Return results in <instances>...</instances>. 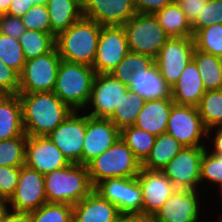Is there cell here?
Masks as SVG:
<instances>
[{
    "label": "cell",
    "instance_id": "obj_32",
    "mask_svg": "<svg viewBox=\"0 0 222 222\" xmlns=\"http://www.w3.org/2000/svg\"><path fill=\"white\" fill-rule=\"evenodd\" d=\"M197 109L207 129L222 126V90L206 91Z\"/></svg>",
    "mask_w": 222,
    "mask_h": 222
},
{
    "label": "cell",
    "instance_id": "obj_4",
    "mask_svg": "<svg viewBox=\"0 0 222 222\" xmlns=\"http://www.w3.org/2000/svg\"><path fill=\"white\" fill-rule=\"evenodd\" d=\"M95 70L85 64L62 60L53 92L72 110L83 111L89 102Z\"/></svg>",
    "mask_w": 222,
    "mask_h": 222
},
{
    "label": "cell",
    "instance_id": "obj_33",
    "mask_svg": "<svg viewBox=\"0 0 222 222\" xmlns=\"http://www.w3.org/2000/svg\"><path fill=\"white\" fill-rule=\"evenodd\" d=\"M153 64L154 59L151 56L129 51L110 74L123 84L129 86L134 73L148 69Z\"/></svg>",
    "mask_w": 222,
    "mask_h": 222
},
{
    "label": "cell",
    "instance_id": "obj_15",
    "mask_svg": "<svg viewBox=\"0 0 222 222\" xmlns=\"http://www.w3.org/2000/svg\"><path fill=\"white\" fill-rule=\"evenodd\" d=\"M120 137V130L109 118L86 115V133L82 149V164L87 165L111 147Z\"/></svg>",
    "mask_w": 222,
    "mask_h": 222
},
{
    "label": "cell",
    "instance_id": "obj_35",
    "mask_svg": "<svg viewBox=\"0 0 222 222\" xmlns=\"http://www.w3.org/2000/svg\"><path fill=\"white\" fill-rule=\"evenodd\" d=\"M122 215H143L142 189L137 177L123 178Z\"/></svg>",
    "mask_w": 222,
    "mask_h": 222
},
{
    "label": "cell",
    "instance_id": "obj_41",
    "mask_svg": "<svg viewBox=\"0 0 222 222\" xmlns=\"http://www.w3.org/2000/svg\"><path fill=\"white\" fill-rule=\"evenodd\" d=\"M222 24V0H207L200 15L191 24L193 35L200 29Z\"/></svg>",
    "mask_w": 222,
    "mask_h": 222
},
{
    "label": "cell",
    "instance_id": "obj_21",
    "mask_svg": "<svg viewBox=\"0 0 222 222\" xmlns=\"http://www.w3.org/2000/svg\"><path fill=\"white\" fill-rule=\"evenodd\" d=\"M205 92L199 69L191 59L171 87V98L175 104L197 107Z\"/></svg>",
    "mask_w": 222,
    "mask_h": 222
},
{
    "label": "cell",
    "instance_id": "obj_55",
    "mask_svg": "<svg viewBox=\"0 0 222 222\" xmlns=\"http://www.w3.org/2000/svg\"><path fill=\"white\" fill-rule=\"evenodd\" d=\"M219 190H220V194L222 196V186L219 188Z\"/></svg>",
    "mask_w": 222,
    "mask_h": 222
},
{
    "label": "cell",
    "instance_id": "obj_49",
    "mask_svg": "<svg viewBox=\"0 0 222 222\" xmlns=\"http://www.w3.org/2000/svg\"><path fill=\"white\" fill-rule=\"evenodd\" d=\"M214 128V129H213ZM208 129L207 131V138H209V134H211L212 130H215V137H213V150H210L209 153L217 154V155H222V126H217ZM212 151V152H211Z\"/></svg>",
    "mask_w": 222,
    "mask_h": 222
},
{
    "label": "cell",
    "instance_id": "obj_2",
    "mask_svg": "<svg viewBox=\"0 0 222 222\" xmlns=\"http://www.w3.org/2000/svg\"><path fill=\"white\" fill-rule=\"evenodd\" d=\"M102 25L86 17L76 21L55 37L61 60L89 65L95 60Z\"/></svg>",
    "mask_w": 222,
    "mask_h": 222
},
{
    "label": "cell",
    "instance_id": "obj_20",
    "mask_svg": "<svg viewBox=\"0 0 222 222\" xmlns=\"http://www.w3.org/2000/svg\"><path fill=\"white\" fill-rule=\"evenodd\" d=\"M121 216L118 208L95 190L73 205V222H117Z\"/></svg>",
    "mask_w": 222,
    "mask_h": 222
},
{
    "label": "cell",
    "instance_id": "obj_23",
    "mask_svg": "<svg viewBox=\"0 0 222 222\" xmlns=\"http://www.w3.org/2000/svg\"><path fill=\"white\" fill-rule=\"evenodd\" d=\"M21 135L26 134L19 95H0V140H8Z\"/></svg>",
    "mask_w": 222,
    "mask_h": 222
},
{
    "label": "cell",
    "instance_id": "obj_30",
    "mask_svg": "<svg viewBox=\"0 0 222 222\" xmlns=\"http://www.w3.org/2000/svg\"><path fill=\"white\" fill-rule=\"evenodd\" d=\"M121 139L132 150L135 158L142 163L149 155L156 136L138 127L130 126L120 131Z\"/></svg>",
    "mask_w": 222,
    "mask_h": 222
},
{
    "label": "cell",
    "instance_id": "obj_28",
    "mask_svg": "<svg viewBox=\"0 0 222 222\" xmlns=\"http://www.w3.org/2000/svg\"><path fill=\"white\" fill-rule=\"evenodd\" d=\"M192 59L199 69L205 90H222V57L195 48Z\"/></svg>",
    "mask_w": 222,
    "mask_h": 222
},
{
    "label": "cell",
    "instance_id": "obj_3",
    "mask_svg": "<svg viewBox=\"0 0 222 222\" xmlns=\"http://www.w3.org/2000/svg\"><path fill=\"white\" fill-rule=\"evenodd\" d=\"M47 203L74 205L88 196L94 187L87 165L72 164L44 175Z\"/></svg>",
    "mask_w": 222,
    "mask_h": 222
},
{
    "label": "cell",
    "instance_id": "obj_12",
    "mask_svg": "<svg viewBox=\"0 0 222 222\" xmlns=\"http://www.w3.org/2000/svg\"><path fill=\"white\" fill-rule=\"evenodd\" d=\"M73 110L54 131L47 136L72 164H82V149L86 133V115Z\"/></svg>",
    "mask_w": 222,
    "mask_h": 222
},
{
    "label": "cell",
    "instance_id": "obj_27",
    "mask_svg": "<svg viewBox=\"0 0 222 222\" xmlns=\"http://www.w3.org/2000/svg\"><path fill=\"white\" fill-rule=\"evenodd\" d=\"M154 15L170 38L193 37L191 24L178 3L172 1Z\"/></svg>",
    "mask_w": 222,
    "mask_h": 222
},
{
    "label": "cell",
    "instance_id": "obj_40",
    "mask_svg": "<svg viewBox=\"0 0 222 222\" xmlns=\"http://www.w3.org/2000/svg\"><path fill=\"white\" fill-rule=\"evenodd\" d=\"M21 19L26 30H36L51 34L49 12L45 3L34 4Z\"/></svg>",
    "mask_w": 222,
    "mask_h": 222
},
{
    "label": "cell",
    "instance_id": "obj_9",
    "mask_svg": "<svg viewBox=\"0 0 222 222\" xmlns=\"http://www.w3.org/2000/svg\"><path fill=\"white\" fill-rule=\"evenodd\" d=\"M207 131L197 107L178 104L172 106L166 133L182 145L185 147L206 146L203 145L201 138L207 137Z\"/></svg>",
    "mask_w": 222,
    "mask_h": 222
},
{
    "label": "cell",
    "instance_id": "obj_39",
    "mask_svg": "<svg viewBox=\"0 0 222 222\" xmlns=\"http://www.w3.org/2000/svg\"><path fill=\"white\" fill-rule=\"evenodd\" d=\"M207 180L212 185L222 186V155L209 154L206 148L201 159L200 182Z\"/></svg>",
    "mask_w": 222,
    "mask_h": 222
},
{
    "label": "cell",
    "instance_id": "obj_52",
    "mask_svg": "<svg viewBox=\"0 0 222 222\" xmlns=\"http://www.w3.org/2000/svg\"><path fill=\"white\" fill-rule=\"evenodd\" d=\"M8 205H10V200L0 196V222L10 212Z\"/></svg>",
    "mask_w": 222,
    "mask_h": 222
},
{
    "label": "cell",
    "instance_id": "obj_13",
    "mask_svg": "<svg viewBox=\"0 0 222 222\" xmlns=\"http://www.w3.org/2000/svg\"><path fill=\"white\" fill-rule=\"evenodd\" d=\"M9 200L13 211L26 213L47 203L44 175L26 165L21 166L18 185Z\"/></svg>",
    "mask_w": 222,
    "mask_h": 222
},
{
    "label": "cell",
    "instance_id": "obj_5",
    "mask_svg": "<svg viewBox=\"0 0 222 222\" xmlns=\"http://www.w3.org/2000/svg\"><path fill=\"white\" fill-rule=\"evenodd\" d=\"M87 168L90 181L95 187L99 182L109 178L136 177L141 169V163L119 137L105 152L90 161Z\"/></svg>",
    "mask_w": 222,
    "mask_h": 222
},
{
    "label": "cell",
    "instance_id": "obj_44",
    "mask_svg": "<svg viewBox=\"0 0 222 222\" xmlns=\"http://www.w3.org/2000/svg\"><path fill=\"white\" fill-rule=\"evenodd\" d=\"M19 89V74L0 59V95H16Z\"/></svg>",
    "mask_w": 222,
    "mask_h": 222
},
{
    "label": "cell",
    "instance_id": "obj_16",
    "mask_svg": "<svg viewBox=\"0 0 222 222\" xmlns=\"http://www.w3.org/2000/svg\"><path fill=\"white\" fill-rule=\"evenodd\" d=\"M136 177L142 189L143 216L153 217L177 188L159 170L141 168Z\"/></svg>",
    "mask_w": 222,
    "mask_h": 222
},
{
    "label": "cell",
    "instance_id": "obj_34",
    "mask_svg": "<svg viewBox=\"0 0 222 222\" xmlns=\"http://www.w3.org/2000/svg\"><path fill=\"white\" fill-rule=\"evenodd\" d=\"M27 135L0 140V166L21 167L25 165Z\"/></svg>",
    "mask_w": 222,
    "mask_h": 222
},
{
    "label": "cell",
    "instance_id": "obj_17",
    "mask_svg": "<svg viewBox=\"0 0 222 222\" xmlns=\"http://www.w3.org/2000/svg\"><path fill=\"white\" fill-rule=\"evenodd\" d=\"M70 163L48 136H27L25 165L46 175Z\"/></svg>",
    "mask_w": 222,
    "mask_h": 222
},
{
    "label": "cell",
    "instance_id": "obj_10",
    "mask_svg": "<svg viewBox=\"0 0 222 222\" xmlns=\"http://www.w3.org/2000/svg\"><path fill=\"white\" fill-rule=\"evenodd\" d=\"M128 52L123 26H102L92 68L96 74H110Z\"/></svg>",
    "mask_w": 222,
    "mask_h": 222
},
{
    "label": "cell",
    "instance_id": "obj_8",
    "mask_svg": "<svg viewBox=\"0 0 222 222\" xmlns=\"http://www.w3.org/2000/svg\"><path fill=\"white\" fill-rule=\"evenodd\" d=\"M194 49L193 37H171L154 58V64L160 76L170 88L177 82L192 59Z\"/></svg>",
    "mask_w": 222,
    "mask_h": 222
},
{
    "label": "cell",
    "instance_id": "obj_24",
    "mask_svg": "<svg viewBox=\"0 0 222 222\" xmlns=\"http://www.w3.org/2000/svg\"><path fill=\"white\" fill-rule=\"evenodd\" d=\"M129 89L135 91L145 100L171 97V88L160 76L155 64L148 69L134 73Z\"/></svg>",
    "mask_w": 222,
    "mask_h": 222
},
{
    "label": "cell",
    "instance_id": "obj_11",
    "mask_svg": "<svg viewBox=\"0 0 222 222\" xmlns=\"http://www.w3.org/2000/svg\"><path fill=\"white\" fill-rule=\"evenodd\" d=\"M205 146L185 147L161 170L177 189L197 190Z\"/></svg>",
    "mask_w": 222,
    "mask_h": 222
},
{
    "label": "cell",
    "instance_id": "obj_18",
    "mask_svg": "<svg viewBox=\"0 0 222 222\" xmlns=\"http://www.w3.org/2000/svg\"><path fill=\"white\" fill-rule=\"evenodd\" d=\"M83 16L102 26H122L136 13L133 0H81Z\"/></svg>",
    "mask_w": 222,
    "mask_h": 222
},
{
    "label": "cell",
    "instance_id": "obj_22",
    "mask_svg": "<svg viewBox=\"0 0 222 222\" xmlns=\"http://www.w3.org/2000/svg\"><path fill=\"white\" fill-rule=\"evenodd\" d=\"M174 104L171 97L146 100L133 126L155 136L166 133L169 114Z\"/></svg>",
    "mask_w": 222,
    "mask_h": 222
},
{
    "label": "cell",
    "instance_id": "obj_38",
    "mask_svg": "<svg viewBox=\"0 0 222 222\" xmlns=\"http://www.w3.org/2000/svg\"><path fill=\"white\" fill-rule=\"evenodd\" d=\"M0 59L18 74L26 62L24 51L19 40L0 33Z\"/></svg>",
    "mask_w": 222,
    "mask_h": 222
},
{
    "label": "cell",
    "instance_id": "obj_45",
    "mask_svg": "<svg viewBox=\"0 0 222 222\" xmlns=\"http://www.w3.org/2000/svg\"><path fill=\"white\" fill-rule=\"evenodd\" d=\"M26 31L22 19L20 17L11 16L8 14L0 15V33L13 37L19 40Z\"/></svg>",
    "mask_w": 222,
    "mask_h": 222
},
{
    "label": "cell",
    "instance_id": "obj_46",
    "mask_svg": "<svg viewBox=\"0 0 222 222\" xmlns=\"http://www.w3.org/2000/svg\"><path fill=\"white\" fill-rule=\"evenodd\" d=\"M178 3L186 15V19L192 24L200 15L207 0H173Z\"/></svg>",
    "mask_w": 222,
    "mask_h": 222
},
{
    "label": "cell",
    "instance_id": "obj_7",
    "mask_svg": "<svg viewBox=\"0 0 222 222\" xmlns=\"http://www.w3.org/2000/svg\"><path fill=\"white\" fill-rule=\"evenodd\" d=\"M61 61L56 47L47 54L26 60L19 74V93L53 92Z\"/></svg>",
    "mask_w": 222,
    "mask_h": 222
},
{
    "label": "cell",
    "instance_id": "obj_6",
    "mask_svg": "<svg viewBox=\"0 0 222 222\" xmlns=\"http://www.w3.org/2000/svg\"><path fill=\"white\" fill-rule=\"evenodd\" d=\"M122 26L129 51L149 55L153 59L170 38L154 14L136 13Z\"/></svg>",
    "mask_w": 222,
    "mask_h": 222
},
{
    "label": "cell",
    "instance_id": "obj_14",
    "mask_svg": "<svg viewBox=\"0 0 222 222\" xmlns=\"http://www.w3.org/2000/svg\"><path fill=\"white\" fill-rule=\"evenodd\" d=\"M129 90V86L123 84L111 74H96L90 99L87 106L93 107L87 115L97 118H109L115 106L123 99V94Z\"/></svg>",
    "mask_w": 222,
    "mask_h": 222
},
{
    "label": "cell",
    "instance_id": "obj_42",
    "mask_svg": "<svg viewBox=\"0 0 222 222\" xmlns=\"http://www.w3.org/2000/svg\"><path fill=\"white\" fill-rule=\"evenodd\" d=\"M94 190L104 199L115 205L121 213V198L123 193V178H109L99 182Z\"/></svg>",
    "mask_w": 222,
    "mask_h": 222
},
{
    "label": "cell",
    "instance_id": "obj_54",
    "mask_svg": "<svg viewBox=\"0 0 222 222\" xmlns=\"http://www.w3.org/2000/svg\"><path fill=\"white\" fill-rule=\"evenodd\" d=\"M32 2H33L34 4H43V3L46 2V0H32Z\"/></svg>",
    "mask_w": 222,
    "mask_h": 222
},
{
    "label": "cell",
    "instance_id": "obj_48",
    "mask_svg": "<svg viewBox=\"0 0 222 222\" xmlns=\"http://www.w3.org/2000/svg\"><path fill=\"white\" fill-rule=\"evenodd\" d=\"M33 5L32 0H12L6 14L21 18Z\"/></svg>",
    "mask_w": 222,
    "mask_h": 222
},
{
    "label": "cell",
    "instance_id": "obj_19",
    "mask_svg": "<svg viewBox=\"0 0 222 222\" xmlns=\"http://www.w3.org/2000/svg\"><path fill=\"white\" fill-rule=\"evenodd\" d=\"M198 190L176 189L152 217L154 222H198Z\"/></svg>",
    "mask_w": 222,
    "mask_h": 222
},
{
    "label": "cell",
    "instance_id": "obj_50",
    "mask_svg": "<svg viewBox=\"0 0 222 222\" xmlns=\"http://www.w3.org/2000/svg\"><path fill=\"white\" fill-rule=\"evenodd\" d=\"M1 222H31L29 213L11 211Z\"/></svg>",
    "mask_w": 222,
    "mask_h": 222
},
{
    "label": "cell",
    "instance_id": "obj_25",
    "mask_svg": "<svg viewBox=\"0 0 222 222\" xmlns=\"http://www.w3.org/2000/svg\"><path fill=\"white\" fill-rule=\"evenodd\" d=\"M45 4L55 37L83 17L81 0H46Z\"/></svg>",
    "mask_w": 222,
    "mask_h": 222
},
{
    "label": "cell",
    "instance_id": "obj_53",
    "mask_svg": "<svg viewBox=\"0 0 222 222\" xmlns=\"http://www.w3.org/2000/svg\"><path fill=\"white\" fill-rule=\"evenodd\" d=\"M12 0H0V15L6 14Z\"/></svg>",
    "mask_w": 222,
    "mask_h": 222
},
{
    "label": "cell",
    "instance_id": "obj_26",
    "mask_svg": "<svg viewBox=\"0 0 222 222\" xmlns=\"http://www.w3.org/2000/svg\"><path fill=\"white\" fill-rule=\"evenodd\" d=\"M183 148L184 145L170 134H160L156 136L155 143L149 155L141 163V168L161 171Z\"/></svg>",
    "mask_w": 222,
    "mask_h": 222
},
{
    "label": "cell",
    "instance_id": "obj_37",
    "mask_svg": "<svg viewBox=\"0 0 222 222\" xmlns=\"http://www.w3.org/2000/svg\"><path fill=\"white\" fill-rule=\"evenodd\" d=\"M31 222H73V205L45 203L29 213Z\"/></svg>",
    "mask_w": 222,
    "mask_h": 222
},
{
    "label": "cell",
    "instance_id": "obj_1",
    "mask_svg": "<svg viewBox=\"0 0 222 222\" xmlns=\"http://www.w3.org/2000/svg\"><path fill=\"white\" fill-rule=\"evenodd\" d=\"M27 136H47L73 111L54 92L19 93Z\"/></svg>",
    "mask_w": 222,
    "mask_h": 222
},
{
    "label": "cell",
    "instance_id": "obj_29",
    "mask_svg": "<svg viewBox=\"0 0 222 222\" xmlns=\"http://www.w3.org/2000/svg\"><path fill=\"white\" fill-rule=\"evenodd\" d=\"M145 101L143 97L129 89L123 94V99L118 106H115L113 114L109 119L120 131L126 127L133 126Z\"/></svg>",
    "mask_w": 222,
    "mask_h": 222
},
{
    "label": "cell",
    "instance_id": "obj_47",
    "mask_svg": "<svg viewBox=\"0 0 222 222\" xmlns=\"http://www.w3.org/2000/svg\"><path fill=\"white\" fill-rule=\"evenodd\" d=\"M137 13L154 14L169 5L173 0H133Z\"/></svg>",
    "mask_w": 222,
    "mask_h": 222
},
{
    "label": "cell",
    "instance_id": "obj_36",
    "mask_svg": "<svg viewBox=\"0 0 222 222\" xmlns=\"http://www.w3.org/2000/svg\"><path fill=\"white\" fill-rule=\"evenodd\" d=\"M197 50L222 57V24H215L198 30L194 35Z\"/></svg>",
    "mask_w": 222,
    "mask_h": 222
},
{
    "label": "cell",
    "instance_id": "obj_43",
    "mask_svg": "<svg viewBox=\"0 0 222 222\" xmlns=\"http://www.w3.org/2000/svg\"><path fill=\"white\" fill-rule=\"evenodd\" d=\"M20 167L0 166V196L10 199L18 185Z\"/></svg>",
    "mask_w": 222,
    "mask_h": 222
},
{
    "label": "cell",
    "instance_id": "obj_31",
    "mask_svg": "<svg viewBox=\"0 0 222 222\" xmlns=\"http://www.w3.org/2000/svg\"><path fill=\"white\" fill-rule=\"evenodd\" d=\"M26 60L51 52L55 48V36L36 30H26L19 39Z\"/></svg>",
    "mask_w": 222,
    "mask_h": 222
},
{
    "label": "cell",
    "instance_id": "obj_51",
    "mask_svg": "<svg viewBox=\"0 0 222 222\" xmlns=\"http://www.w3.org/2000/svg\"><path fill=\"white\" fill-rule=\"evenodd\" d=\"M117 222H154L152 217L143 215H122Z\"/></svg>",
    "mask_w": 222,
    "mask_h": 222
}]
</instances>
